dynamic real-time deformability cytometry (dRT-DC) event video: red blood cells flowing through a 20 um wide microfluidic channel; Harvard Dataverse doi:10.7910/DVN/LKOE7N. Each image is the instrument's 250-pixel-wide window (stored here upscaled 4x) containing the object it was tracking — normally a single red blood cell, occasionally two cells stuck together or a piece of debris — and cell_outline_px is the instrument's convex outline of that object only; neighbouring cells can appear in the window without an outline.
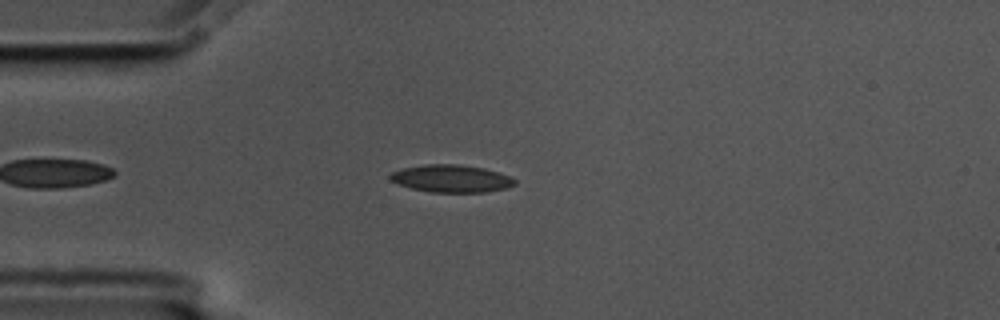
{"species": "common noctule bat (a hibernating species)", "species_latin": "Nyctalus noctula", "temperature_condition": "cold", "stored_images_in_passage": 49, "camera_frame_rate_fps": 3000, "um_per_image_px": 0.085, "animal": {"sex": "male", "body_mass_g": 17.5, "forearm_length_mm": 52.3}, "frame": {"image": 1, "passage_image": 7, "time_ms": 2.0, "image_size_px": [1000, 320], "cell_outline_px": [[516, 184], [504, 188], [484, 192], [432, 192], [412, 188], [400, 184], [392, 180], [388, 176], [392, 172], [404, 168], [424, 164], [456, 164], [484, 168], [508, 176], [516, 180]], "centroid_in_image_um": [38.35, 15.17], "position_along_channel_um": 46.6, "area_um2": 19.59}}
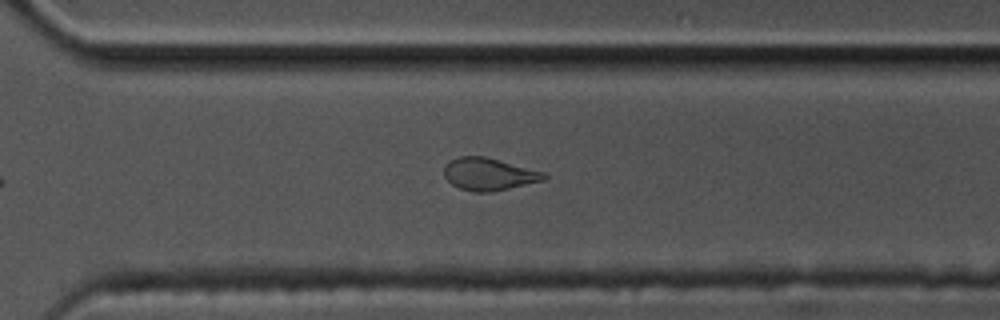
{"frame": {"image": 2, "passage_image": 32, "time_ms": 10.333, "image_size_px": [1000, 320], "cell_outline_px": [[548, 176], [544, 180], [492, 192], [472, 192], [460, 188], [452, 184], [444, 176], [444, 168], [452, 160], [460, 156], [484, 156], [544, 172]], "centroid_in_image_um": [41.56, 14.81], "position_along_channel_um": 329.0, "area_um2": 18.61}}
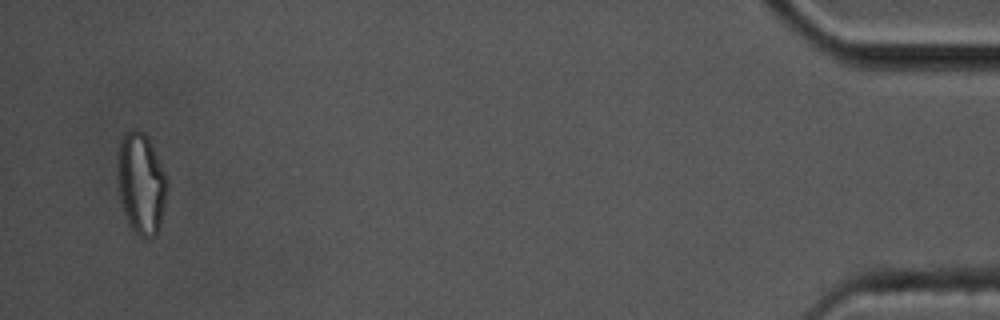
{"frame": {"image": 3, "passage_image": 47, "time_ms": 15.333, "image_size_px": [1000, 320], "cell_outline_px": [[168, 192], [160, 228], [156, 236], [148, 240], [144, 240], [132, 228], [124, 212], [120, 200], [116, 176], [116, 172], [120, 140], [124, 132], [132, 128], [136, 128], [144, 132], [148, 136], [152, 144], [168, 180]], "centroid_in_image_um": [12.01, 15.59], "position_along_channel_um": 423.2, "area_um2": 30.11}, "authors_computed_cell_mechanics": {"area_um2": 19.4208, "velocity_mm_per_s": 3.5625, "shape_relaxation_time_tau1_ms": 3.4322, "shape_relaxation_time_tau2_ms": 1.9165, "deformation_change_tau1": 0.1359, "deformation_change_tau2": 0.0824}}